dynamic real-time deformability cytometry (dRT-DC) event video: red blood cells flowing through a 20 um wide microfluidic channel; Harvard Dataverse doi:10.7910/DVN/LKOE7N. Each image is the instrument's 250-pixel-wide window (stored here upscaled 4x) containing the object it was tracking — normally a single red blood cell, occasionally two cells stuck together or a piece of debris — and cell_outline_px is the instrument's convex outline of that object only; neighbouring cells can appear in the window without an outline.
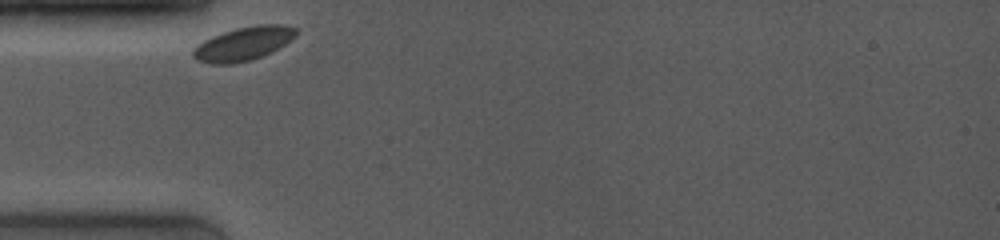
{"species": "common noctule bat (a hibernating species)", "species_latin": "Nyctalus noctula", "temperature_condition": "room temperature", "stored_images_in_passage": 39, "camera_frame_rate_fps": 4000, "um_per_image_px": 0.085, "animal": {"sex": "female", "body_mass_g": 19.0, "forearm_length_mm": 53.3}, "frame": {"image": 1, "passage_image": 1, "time_ms": 0.0, "image_size_px": [1000, 240], "cell_outline_px": [[296, 36], [284, 44], [260, 56], [248, 60], [232, 64], [212, 64], [196, 60], [192, 56], [192, 48], [196, 44], [212, 36], [236, 28], [256, 24], [284, 24], [296, 28]], "centroid_in_image_um": [20.63, 3.7], "position_along_channel_um": 64.4, "area_um2": 20.06}}
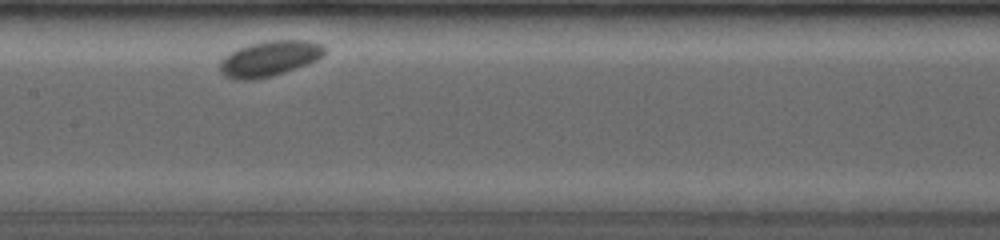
{"frame": {"image": 2, "passage_image": 15, "time_ms": 3.5, "image_size_px": [1000, 240], "cell_outline_px": [[328, 48], [324, 56], [308, 64], [272, 76], [252, 80], [236, 80], [220, 72], [220, 60], [228, 52], [236, 48], [268, 40], [308, 40], [324, 44]], "centroid_in_image_um": [22.94, 4.96], "position_along_channel_um": 184.5, "area_um2": 21.91}}
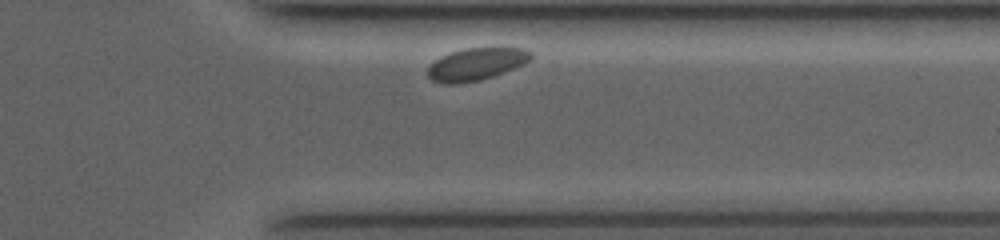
{"frame": {"image": 3, "passage_image": 36, "time_ms": 8.75, "image_size_px": [1000, 240], "cell_outline_px": [[532, 60], [524, 64], [504, 72], [480, 80], [456, 84], [444, 84], [432, 80], [428, 76], [428, 64], [440, 56], [464, 48], [524, 48], [532, 52]], "centroid_in_image_um": [40.47, 5.45], "position_along_channel_um": 370.9, "area_um2": 19.54}}